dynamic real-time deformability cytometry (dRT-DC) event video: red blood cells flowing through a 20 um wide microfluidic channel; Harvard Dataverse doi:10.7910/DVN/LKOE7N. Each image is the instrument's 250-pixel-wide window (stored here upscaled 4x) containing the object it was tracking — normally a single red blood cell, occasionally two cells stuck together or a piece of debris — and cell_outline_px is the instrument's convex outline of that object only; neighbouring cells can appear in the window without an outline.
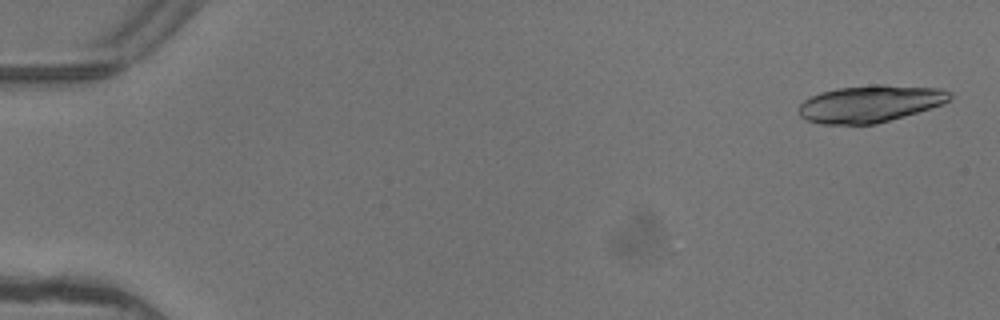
{"species": "common noctule bat (a hibernating species)", "species_latin": "Nyctalus noctula", "temperature_condition": "warm", "stored_images_in_passage": 3, "camera_frame_rate_fps": 3000, "um_per_image_px": 0.085, "animal": {"sex": "female"}, "frame": {"image": 1, "passage_image": 1, "time_ms": 0.0, "image_size_px": [1000, 320], "cell_outline_px": [[952, 96], [944, 104], [876, 124], [820, 124], [808, 120], [800, 116], [800, 104], [804, 100], [820, 92], [836, 88], [872, 84], [884, 84], [944, 88], [952, 92]], "centroid_in_image_um": [74.0, 8.8], "position_along_channel_um": 11.0, "area_um2": 32.77}}